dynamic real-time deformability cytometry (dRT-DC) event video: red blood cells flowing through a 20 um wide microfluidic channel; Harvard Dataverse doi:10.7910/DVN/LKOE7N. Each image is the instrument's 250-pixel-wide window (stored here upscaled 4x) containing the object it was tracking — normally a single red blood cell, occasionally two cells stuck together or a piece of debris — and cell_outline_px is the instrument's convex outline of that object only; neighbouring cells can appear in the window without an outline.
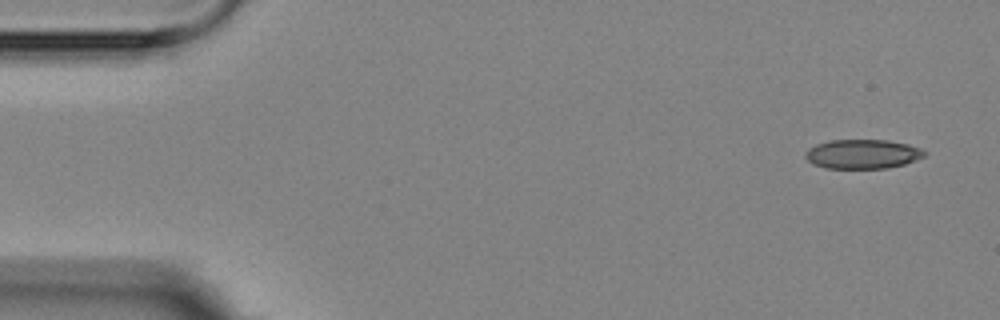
{"species": "Egyptian fruit bat (a non-hibernating species)", "species_latin": "Rousettus aegyptiacus", "temperature_condition": "room temperature", "stored_images_in_passage": 5, "segment_of_instrument_passage": [1, 2], "camera_frame_rate_fps": 3000, "um_per_image_px": 0.085, "animal": {"sex": "female"}, "frame": {"image": 1, "passage_image": 1, "time_ms": 0.0, "image_size_px": [1000, 320], "cell_outline_px": [[928, 152], [924, 156], [916, 160], [904, 164], [888, 168], [824, 168], [812, 164], [804, 156], [804, 152], [808, 148], [816, 144], [828, 140], [888, 140], [908, 144], [920, 148]], "centroid_in_image_um": [73.3, 13.09], "position_along_channel_um": 11.7, "area_um2": 20.52}}
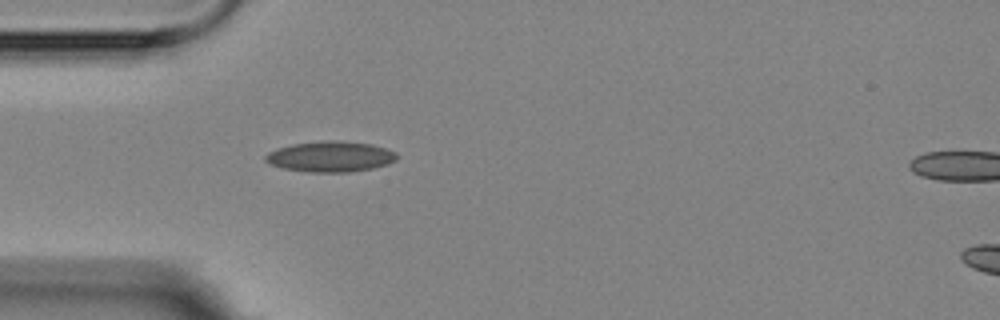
{"frame": {"image": 2, "passage_image": 4, "time_ms": 4.333, "image_size_px": [1000, 320], "cell_outline_px": [[396, 160], [388, 164], [372, 168], [348, 172], [308, 172], [280, 168], [268, 164], [264, 160], [264, 156], [268, 152], [276, 148], [292, 144], [328, 140], [332, 140], [372, 144], [396, 152]], "centroid_in_image_um": [28.02, 13.31], "position_along_channel_um": 57.0, "area_um2": 23.52}}